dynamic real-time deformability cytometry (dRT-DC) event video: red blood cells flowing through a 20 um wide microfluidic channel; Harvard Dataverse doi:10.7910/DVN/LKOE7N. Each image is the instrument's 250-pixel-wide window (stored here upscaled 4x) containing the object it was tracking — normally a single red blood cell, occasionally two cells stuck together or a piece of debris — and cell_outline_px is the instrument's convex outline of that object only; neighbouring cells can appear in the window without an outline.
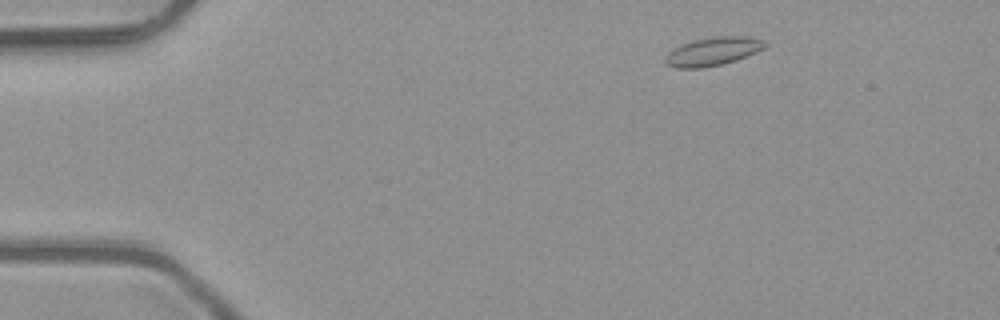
{"species": "common noctule bat (a hibernating species)", "species_latin": "Nyctalus noctula", "temperature_condition": "room temperature", "stored_images_in_passage": 4, "camera_frame_rate_fps": 3000, "um_per_image_px": 0.085, "animal": {"sex": "male", "body_mass_g": 23.1, "forearm_length_mm": 52.7}, "frame": {"image": 1, "passage_image": 1, "time_ms": 0.0, "image_size_px": [1000, 320], "cell_outline_px": [[768, 44], [764, 48], [756, 52], [736, 60], [720, 64], [700, 68], [676, 68], [668, 64], [664, 60], [664, 56], [668, 52], [680, 44], [692, 40], [716, 36], [744, 36], [764, 40]], "centroid_in_image_um": [60.58, 4.36], "position_along_channel_um": 24.4, "area_um2": 16.47}}
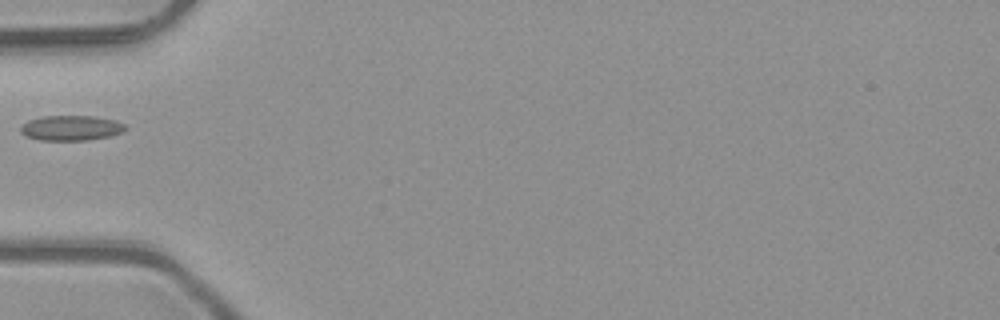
{"frame": {"image": 2, "passage_image": 4, "time_ms": 1.0, "image_size_px": [1000, 320], "cell_outline_px": [[128, 128], [124, 132], [108, 136], [88, 140], [40, 140], [28, 136], [20, 132], [20, 128], [28, 120], [40, 116], [96, 116], [116, 120], [124, 124]], "centroid_in_image_um": [6.08, 10.87], "position_along_channel_um": 78.9, "area_um2": 15.37}}